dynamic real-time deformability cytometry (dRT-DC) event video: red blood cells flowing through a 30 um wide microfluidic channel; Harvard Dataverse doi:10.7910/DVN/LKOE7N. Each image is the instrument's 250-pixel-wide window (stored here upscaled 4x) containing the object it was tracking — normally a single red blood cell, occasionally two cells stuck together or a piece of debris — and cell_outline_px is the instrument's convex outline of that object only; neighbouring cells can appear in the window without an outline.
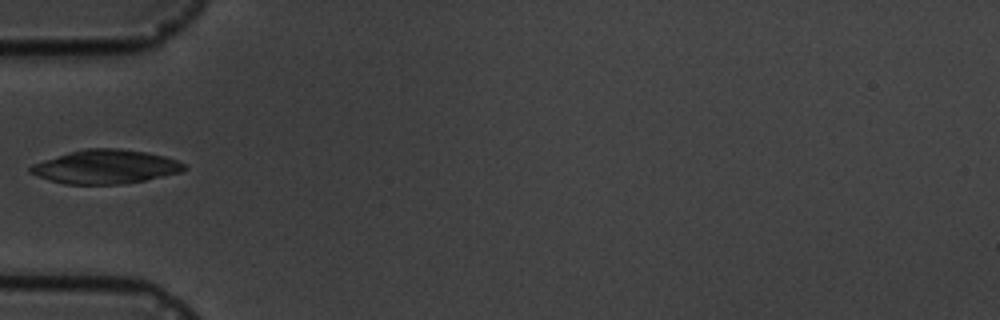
{"species": "common noctule bat (a hibernating species)", "species_latin": "Nyctalus noctula", "temperature_condition": "cold", "stored_images_in_passage": 15, "camera_frame_rate_fps": 3000, "um_per_image_px": 0.085, "animal": {"sex": "male", "body_mass_g": 19.5, "forearm_length_mm": 54.6}, "frame": {"image": 1, "passage_image": 5, "time_ms": 4.667, "image_size_px": [1000, 320], "cell_outline_px": [[188, 168], [184, 172], [124, 184], [64, 184], [28, 172], [28, 168], [32, 164], [44, 160], [72, 152], [88, 148], [120, 148], [148, 152], [164, 156], [176, 160], [184, 164]], "centroid_in_image_um": [9.03, 14.17], "position_along_channel_um": 76.0, "area_um2": 30.17}}
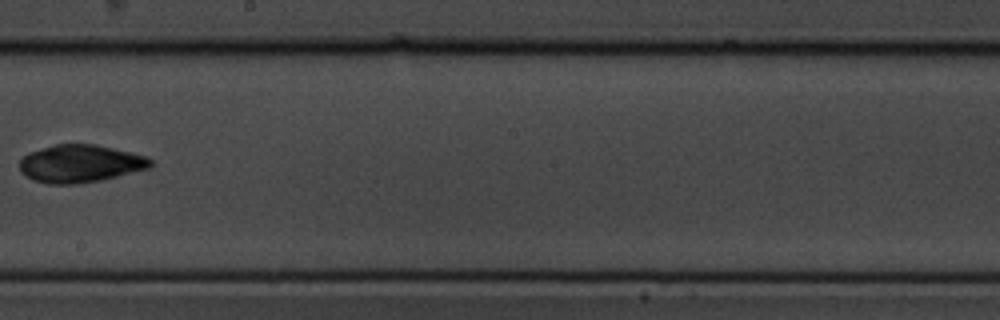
{"frame": {"image": 2, "passage_image": 9, "time_ms": 9.333, "image_size_px": [1000, 320], "cell_outline_px": [[152, 168], [100, 180], [80, 184], [48, 184], [32, 180], [20, 172], [20, 160], [28, 152], [56, 144], [96, 144], [148, 156], [152, 160]], "centroid_in_image_um": [6.83, 13.91], "position_along_channel_um": 241.4, "area_um2": 29.02}}
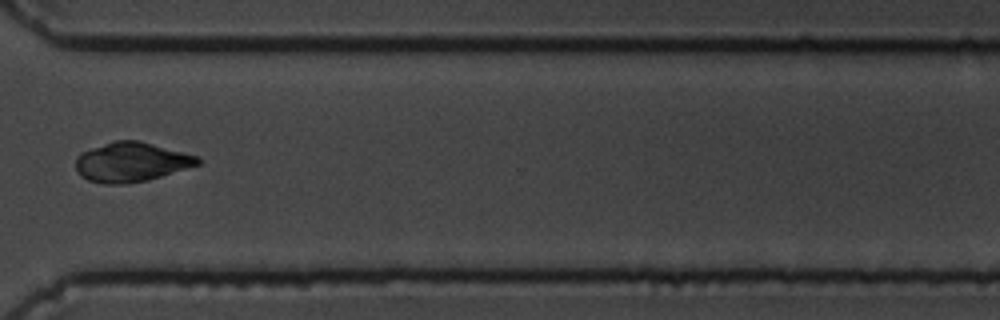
{"frame": {"image": 3, "passage_image": 12, "time_ms": 12.667, "image_size_px": [1000, 320], "cell_outline_px": [[200, 164], [148, 180], [124, 184], [104, 184], [88, 180], [80, 176], [76, 168], [76, 156], [80, 152], [112, 140], [140, 140], [196, 156], [200, 160]], "centroid_in_image_um": [11.1, 13.77], "position_along_channel_um": 359.5, "area_um2": 28.09}, "authors_computed_cell_mechanics": {"area_um2": 28.0908, "velocity_mm_per_s": 3.549, "shape_relaxation_time_tau1_ms": null, "shape_relaxation_time_tau2_ms": 2.8768, "deformation_change_tau1": null, "deformation_change_tau2": 0.0525}}